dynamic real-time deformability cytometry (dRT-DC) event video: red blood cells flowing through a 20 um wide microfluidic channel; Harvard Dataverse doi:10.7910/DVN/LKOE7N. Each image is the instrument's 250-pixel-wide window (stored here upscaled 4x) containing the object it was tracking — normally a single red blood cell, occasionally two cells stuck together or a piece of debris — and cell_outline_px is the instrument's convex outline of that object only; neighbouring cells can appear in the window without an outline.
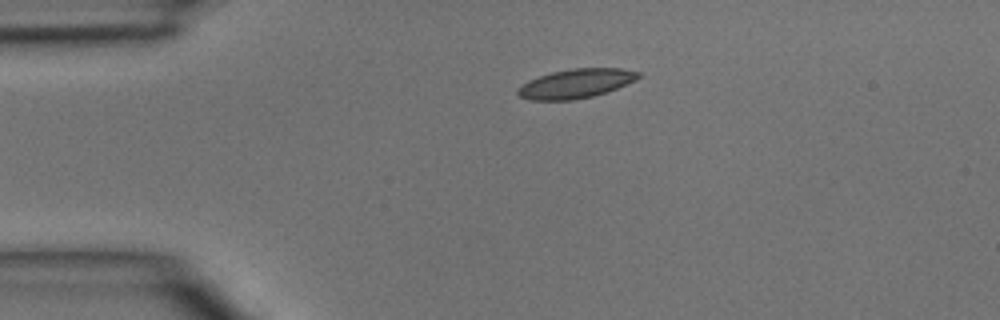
{"species": "common noctule bat (a hibernating species)", "species_latin": "Nyctalus noctula", "temperature_condition": "room temperature", "stored_images_in_passage": 2, "camera_frame_rate_fps": 3000, "um_per_image_px": 0.085, "animal": {"sex": "male", "body_mass_g": 15.6}, "frame": {"image": 1, "passage_image": 1, "time_ms": 0.0, "image_size_px": [1000, 320], "cell_outline_px": [[644, 76], [636, 80], [608, 92], [592, 96], [572, 100], [528, 100], [520, 96], [516, 92], [516, 88], [528, 80], [552, 72], [572, 68], [620, 68], [640, 72]], "centroid_in_image_um": [48.97, 7.1], "position_along_channel_um": 36.0, "area_um2": 20.69}}